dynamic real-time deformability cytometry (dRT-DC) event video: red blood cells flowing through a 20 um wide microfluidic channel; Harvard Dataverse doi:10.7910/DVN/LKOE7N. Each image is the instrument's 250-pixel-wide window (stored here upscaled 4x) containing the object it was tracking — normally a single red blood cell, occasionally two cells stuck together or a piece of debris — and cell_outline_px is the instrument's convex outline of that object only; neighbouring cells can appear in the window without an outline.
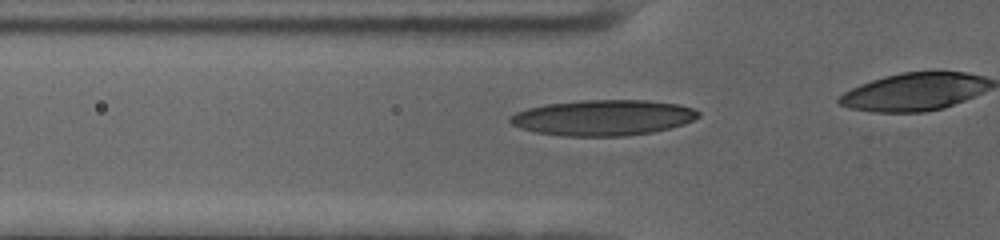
{"species": "human", "species_latin": "Homo sapiens", "temperature_condition": "cold", "stored_images_in_passage": 22, "camera_frame_rate_fps": 3000, "um_per_image_px": 0.085, "donor": {"sex": "female"}, "frame": {"image": 1, "passage_image": 16, "time_ms": 5.0, "image_size_px": [1000, 240], "cell_outline_px": [[700, 116], [684, 124], [652, 132], [624, 136], [564, 136], [536, 132], [520, 128], [512, 124], [508, 120], [508, 116], [516, 112], [528, 108], [544, 104], [580, 100], [644, 100], [680, 104], [692, 108], [700, 112]], "centroid_in_image_um": [51.24, 9.99], "position_along_channel_um": 74.6, "area_um2": 39.25}}
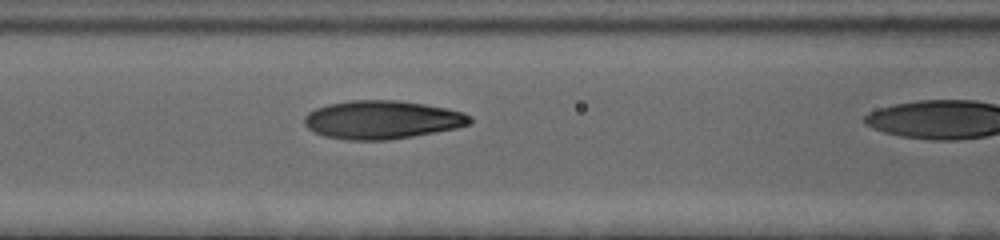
{"frame": {"image": 2, "passage_image": 21, "time_ms": 6.667, "image_size_px": [1000, 240], "cell_outline_px": [[472, 124], [456, 128], [412, 136], [388, 140], [344, 140], [324, 136], [308, 128], [304, 124], [304, 116], [308, 112], [316, 108], [328, 104], [352, 100], [396, 100], [424, 104], [448, 108], [464, 112], [472, 116]], "centroid_in_image_um": [32.49, 10.18], "position_along_channel_um": 134.1, "area_um2": 37.17}}